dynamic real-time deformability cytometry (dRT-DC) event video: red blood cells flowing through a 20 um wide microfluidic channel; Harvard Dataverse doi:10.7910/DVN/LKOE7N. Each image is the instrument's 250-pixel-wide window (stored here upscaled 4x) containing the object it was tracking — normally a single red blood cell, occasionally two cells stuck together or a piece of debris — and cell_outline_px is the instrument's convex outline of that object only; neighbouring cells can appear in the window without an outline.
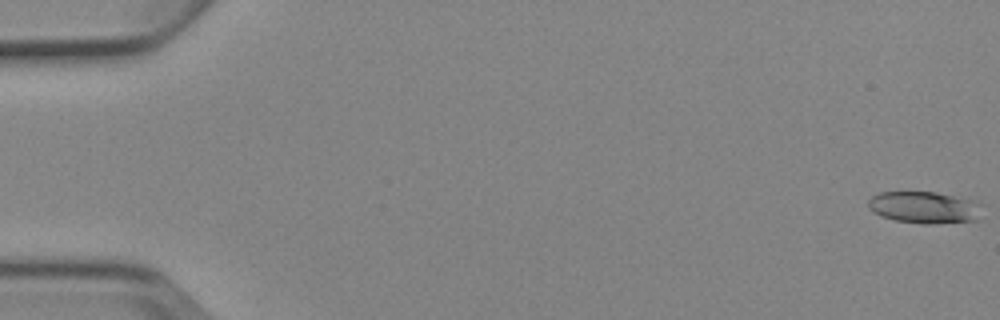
{"species": "Egyptian fruit bat (a non-hibernating species)", "species_latin": "Rousettus aegyptiacus", "temperature_condition": "cold", "stored_images_in_passage": 5, "camera_frame_rate_fps": 3000, "um_per_image_px": 0.085, "animal": {"sex": "female"}, "frame": {"image": 1, "passage_image": 1, "time_ms": 0.0, "image_size_px": [1000, 320], "cell_outline_px": [[984, 204], [976, 220], [932, 224], [924, 224], [896, 220], [880, 216], [872, 212], [868, 208], [868, 200], [872, 196], [880, 192], [936, 192]], "centroid_in_image_um": [78.53, 17.63], "position_along_channel_um": 6.5, "area_um2": 21.04}}
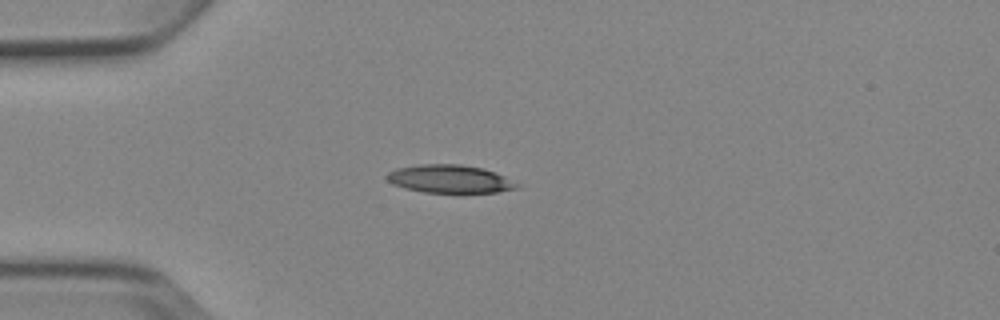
{"frame": {"image": 2, "passage_image": 5, "time_ms": 4.667, "image_size_px": [1000, 320], "cell_outline_px": [[520, 188], [496, 192], [424, 192], [404, 188], [392, 184], [384, 176], [388, 172], [396, 168], [420, 164], [460, 164], [484, 168], [496, 172], [520, 184]], "centroid_in_image_um": [38.23, 15.2], "position_along_channel_um": 46.8, "area_um2": 21.39}}